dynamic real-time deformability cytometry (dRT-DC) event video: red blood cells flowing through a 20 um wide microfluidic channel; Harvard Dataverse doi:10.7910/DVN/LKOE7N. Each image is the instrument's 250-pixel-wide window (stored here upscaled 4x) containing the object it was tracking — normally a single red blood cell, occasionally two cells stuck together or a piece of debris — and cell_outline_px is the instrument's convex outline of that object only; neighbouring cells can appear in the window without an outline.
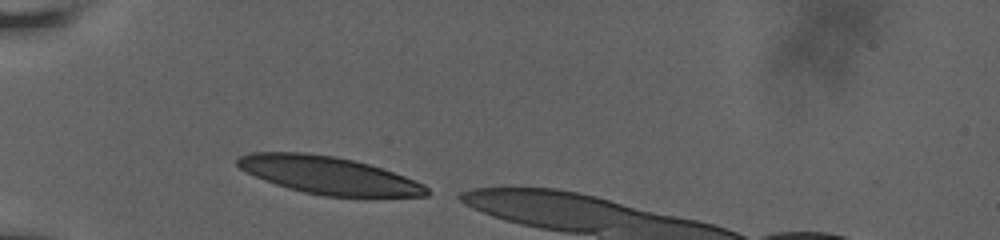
{"species": "human", "species_latin": "Homo sapiens", "temperature_condition": "room temperature", "stored_images_in_passage": 13, "camera_frame_rate_fps": 3000, "um_per_image_px": 0.085, "donor": {"sex": "male"}, "frame": {"image": 1, "passage_image": 1, "time_ms": 0.0, "image_size_px": [1000, 240], "cell_outline_px": [[428, 196], [324, 196], [304, 192], [288, 188], [264, 180], [240, 168], [236, 164], [236, 160], [240, 156], [248, 152], [308, 152], [336, 156], [368, 164], [416, 180], [424, 184], [428, 188]], "centroid_in_image_um": [27.9, 14.88], "position_along_channel_um": 57.1, "area_um2": 41.1}}
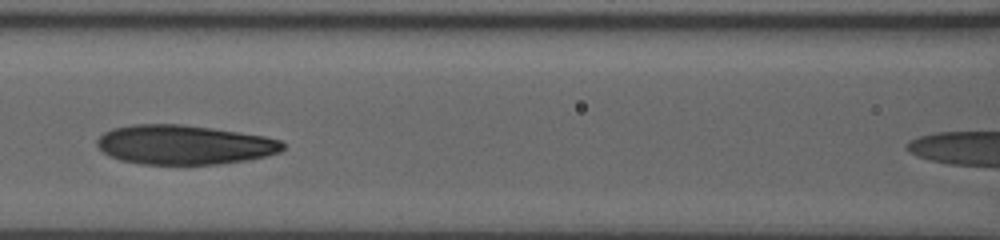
{"frame": {"image": 2, "passage_image": 10, "time_ms": 3.0, "image_size_px": [1000, 240], "cell_outline_px": [[284, 148], [280, 152], [268, 156], [248, 160], [216, 164], [140, 164], [120, 160], [108, 156], [96, 144], [96, 140], [104, 132], [112, 128], [132, 124], [180, 124], [212, 128], [240, 132], [264, 136], [280, 140], [284, 144]], "centroid_in_image_um": [15.64, 12.3], "position_along_channel_um": 151.0, "area_um2": 42.83}}
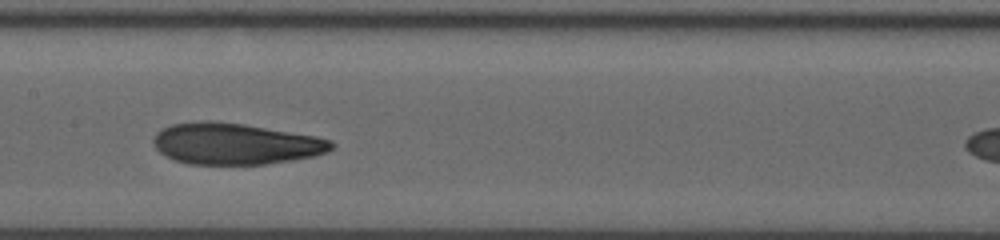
{"frame": {"image": 3, "passage_image": 13, "time_ms": 4.0, "image_size_px": [1000, 240], "cell_outline_px": [[336, 144], [328, 152], [312, 156], [292, 160], [264, 164], [188, 164], [164, 156], [152, 144], [152, 140], [156, 132], [160, 128], [172, 124], [200, 120], [212, 120], [244, 124], [316, 136], [332, 140]], "centroid_in_image_um": [19.97, 12.21], "position_along_channel_um": 187.4, "area_um2": 43.18}}